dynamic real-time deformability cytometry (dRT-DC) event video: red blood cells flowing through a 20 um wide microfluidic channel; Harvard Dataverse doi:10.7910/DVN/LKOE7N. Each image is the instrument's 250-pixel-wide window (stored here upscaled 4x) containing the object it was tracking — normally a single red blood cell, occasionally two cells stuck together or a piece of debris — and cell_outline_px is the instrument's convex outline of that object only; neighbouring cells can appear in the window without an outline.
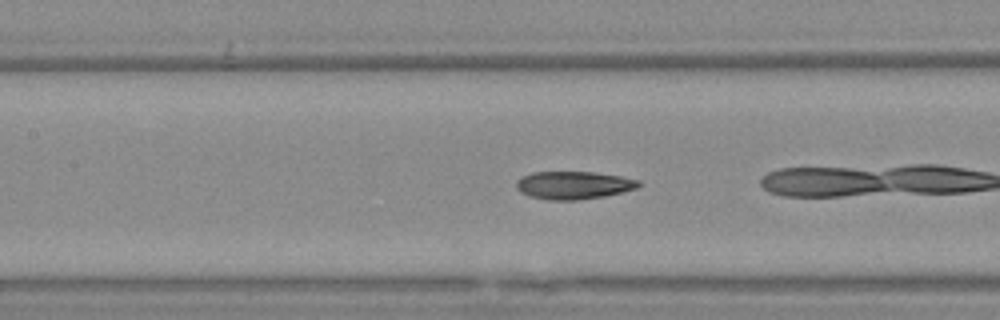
{"species": "Egyptian fruit bat (a non-hibernating species)", "species_latin": "Rousettus aegyptiacus", "temperature_condition": "warm", "stored_images_in_passage": 20, "camera_frame_rate_fps": 3000, "um_per_image_px": 0.085, "animal": {"sex": "female"}, "frame": {"image": 1, "passage_image": 12, "time_ms": 3.667, "image_size_px": [1000, 320], "cell_outline_px": [[640, 184], [636, 188], [604, 196], [576, 200], [548, 200], [528, 196], [520, 192], [516, 188], [516, 180], [532, 172], [596, 172], [620, 176], [640, 180]], "centroid_in_image_um": [48.72, 15.74], "position_along_channel_um": 158.7, "area_um2": 19.83}}